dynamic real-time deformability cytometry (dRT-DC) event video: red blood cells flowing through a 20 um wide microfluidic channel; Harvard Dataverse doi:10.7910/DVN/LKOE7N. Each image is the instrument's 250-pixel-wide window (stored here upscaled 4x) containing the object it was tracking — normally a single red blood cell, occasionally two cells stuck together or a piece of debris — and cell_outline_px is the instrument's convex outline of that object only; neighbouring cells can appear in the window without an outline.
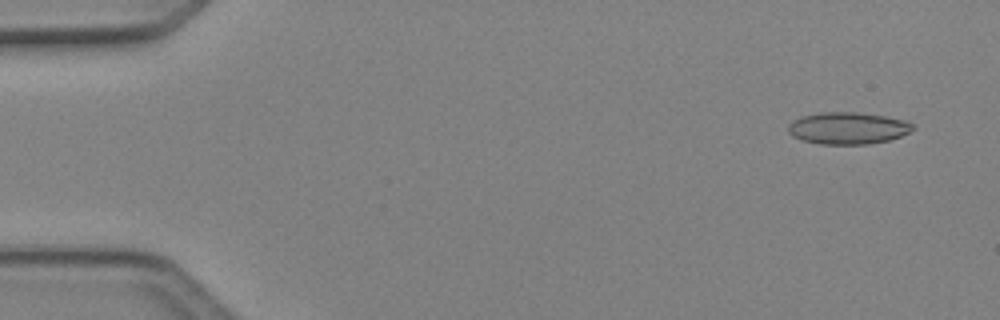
{"species": "Egyptian fruit bat (a non-hibernating species)", "species_latin": "Rousettus aegyptiacus", "temperature_condition": "cold", "stored_images_in_passage": 2, "camera_frame_rate_fps": 3000, "um_per_image_px": 0.085, "animal": {"sex": "female"}, "frame": {"image": 1, "passage_image": 1, "time_ms": 0.0, "image_size_px": [1000, 320], "cell_outline_px": [[912, 128], [908, 132], [900, 136], [888, 140], [868, 144], [820, 144], [800, 140], [792, 136], [788, 132], [788, 124], [792, 120], [800, 116], [820, 112], [856, 112], [884, 116], [904, 120], [912, 124]], "centroid_in_image_um": [71.98, 10.89], "position_along_channel_um": 13.0, "area_um2": 23.18}}